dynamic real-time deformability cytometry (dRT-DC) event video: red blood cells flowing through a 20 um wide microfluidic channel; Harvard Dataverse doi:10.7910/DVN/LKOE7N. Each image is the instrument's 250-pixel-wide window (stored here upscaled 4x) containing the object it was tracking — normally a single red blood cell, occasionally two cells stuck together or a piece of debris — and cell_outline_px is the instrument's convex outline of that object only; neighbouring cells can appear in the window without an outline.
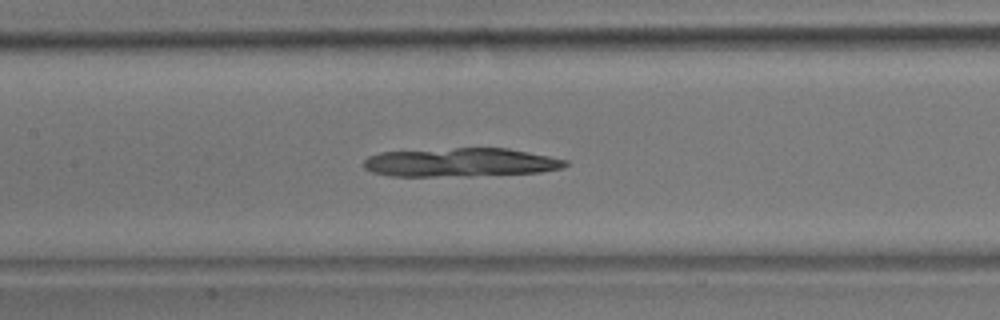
{"species": "common noctule bat (a hibernating species)", "species_latin": "Nyctalus noctula", "temperature_condition": "room temperature", "stored_images_in_passage": 49, "camera_frame_rate_fps": 3000, "um_per_image_px": 0.085, "animal": {"sex": "male", "body_mass_g": 17.9}, "frame": {"image": 1, "passage_image": 24, "time_ms": 7.667, "image_size_px": [1000, 320], "cell_outline_px": [[568, 164], [560, 168], [540, 172], [468, 176], [388, 176], [372, 172], [364, 168], [364, 160], [368, 156], [380, 152], [456, 148], [508, 148], [568, 160]], "centroid_in_image_um": [39.11, 13.8], "position_along_channel_um": 168.3, "area_um2": 33.7}}
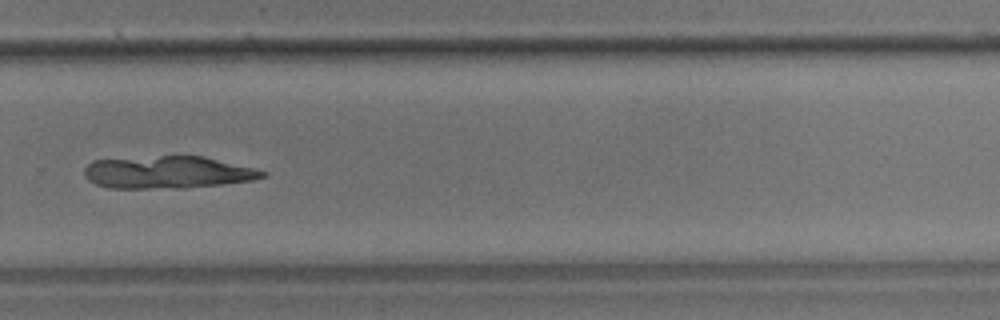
{"frame": {"image": 2, "passage_image": 36, "time_ms": 11.667, "image_size_px": [1000, 320], "cell_outline_px": [[268, 176], [252, 180], [224, 184], [184, 188], [108, 188], [96, 184], [88, 180], [84, 176], [84, 168], [92, 160], [160, 156], [204, 156], [268, 172]], "centroid_in_image_um": [14.24, 14.65], "position_along_channel_um": 315.6, "area_um2": 33.64}}
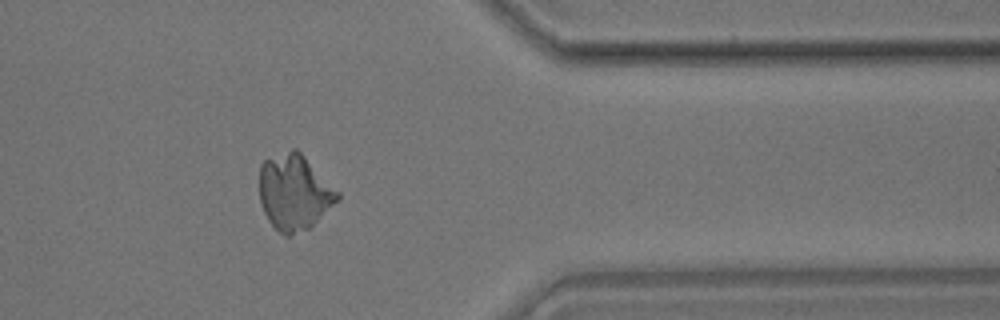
{"frame": {"image": 3, "passage_image": 43, "time_ms": 14.0, "image_size_px": [1000, 320], "cell_outline_px": [[340, 200], [308, 228], [288, 236], [284, 236], [268, 220], [264, 212], [260, 200], [260, 164], [264, 160], [292, 148], [296, 148], [340, 192]], "centroid_in_image_um": [25.02, 16.33], "position_along_channel_um": 386.4, "area_um2": 34.22}}